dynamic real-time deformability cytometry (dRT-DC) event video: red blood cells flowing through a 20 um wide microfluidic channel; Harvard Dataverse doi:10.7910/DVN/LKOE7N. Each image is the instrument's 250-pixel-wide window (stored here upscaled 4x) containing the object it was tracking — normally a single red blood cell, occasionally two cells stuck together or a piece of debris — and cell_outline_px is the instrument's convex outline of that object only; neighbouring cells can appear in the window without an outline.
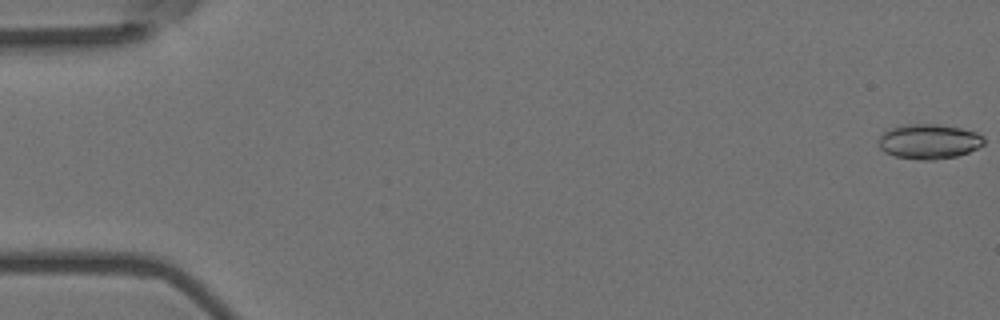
{"species": "Egyptian fruit bat (a non-hibernating species)", "species_latin": "Rousettus aegyptiacus", "temperature_condition": "room temperature", "stored_images_in_passage": 5, "camera_frame_rate_fps": 3000, "um_per_image_px": 0.085, "animal": {"sex": "female"}, "frame": {"image": 1, "passage_image": 1, "time_ms": 0.0, "image_size_px": [1000, 320], "cell_outline_px": [[984, 144], [968, 152], [956, 156], [932, 160], [924, 160], [896, 156], [884, 152], [880, 148], [876, 140], [884, 132], [892, 128], [904, 124], [936, 124], [960, 128], [976, 132], [984, 136]], "centroid_in_image_um": [78.94, 12.02], "position_along_channel_um": 6.1, "area_um2": 21.33}}
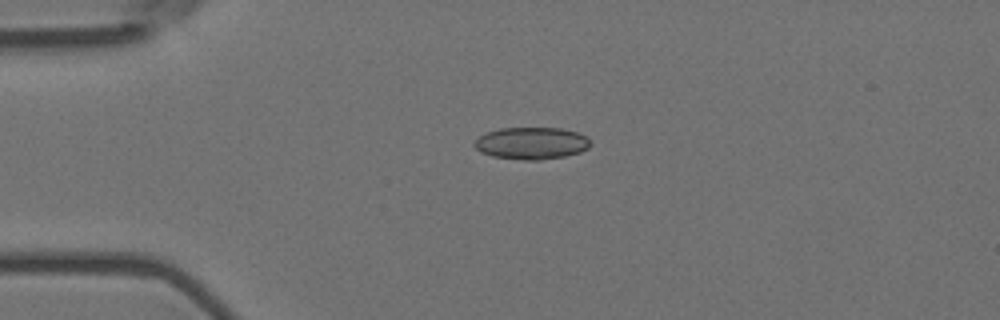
{"frame": {"image": 2, "passage_image": 4, "time_ms": 1.0, "image_size_px": [1000, 320], "cell_outline_px": [[592, 144], [588, 148], [580, 152], [564, 156], [540, 160], [524, 160], [492, 156], [480, 152], [472, 144], [480, 136], [488, 132], [500, 128], [560, 128], [580, 132], [588, 136]], "centroid_in_image_um": [45.22, 12.17], "position_along_channel_um": 39.8, "area_um2": 21.85}}